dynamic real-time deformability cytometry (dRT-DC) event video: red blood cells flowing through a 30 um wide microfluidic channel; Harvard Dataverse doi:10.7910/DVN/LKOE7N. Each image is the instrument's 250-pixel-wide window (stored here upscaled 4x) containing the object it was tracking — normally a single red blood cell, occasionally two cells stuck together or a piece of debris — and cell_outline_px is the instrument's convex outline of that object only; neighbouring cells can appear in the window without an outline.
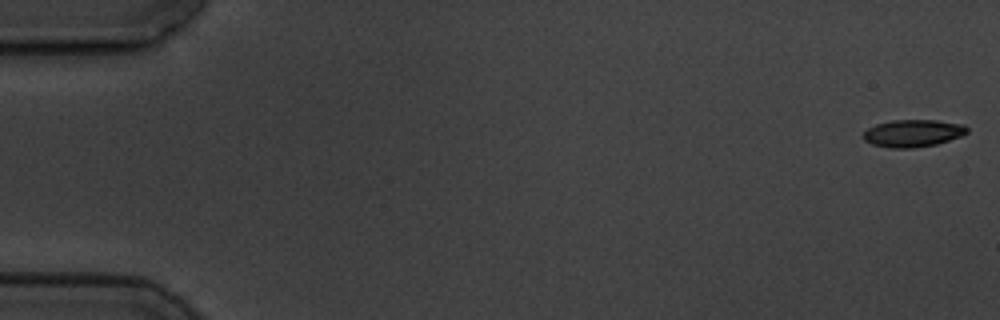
{"species": "common noctule bat (a hibernating species)", "species_latin": "Nyctalus noctula", "temperature_condition": "cold", "stored_images_in_passage": 6, "camera_frame_rate_fps": 3000, "um_per_image_px": 0.085, "animal": {"sex": "male", "body_mass_g": 19.5, "forearm_length_mm": 54.6}, "frame": {"image": 1, "passage_image": 1, "time_ms": 0.0, "image_size_px": [1000, 320], "cell_outline_px": [[968, 132], [960, 136], [936, 144], [912, 148], [888, 148], [872, 144], [864, 140], [864, 132], [868, 128], [876, 124], [892, 120], [936, 120], [964, 124], [968, 128]], "centroid_in_image_um": [77.6, 11.32], "position_along_channel_um": 7.4, "area_um2": 16.47}}
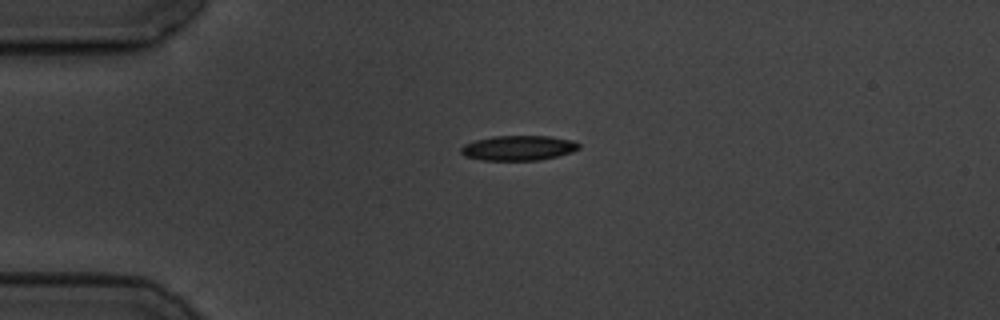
{"frame": {"image": 2, "passage_image": 4, "time_ms": 4.333, "image_size_px": [1000, 320], "cell_outline_px": [[580, 148], [572, 152], [540, 160], [480, 160], [464, 156], [460, 152], [460, 148], [464, 144], [476, 140], [492, 136], [548, 136], [572, 140], [580, 144]], "centroid_in_image_um": [44.04, 12.58], "position_along_channel_um": 41.0, "area_um2": 17.17}}
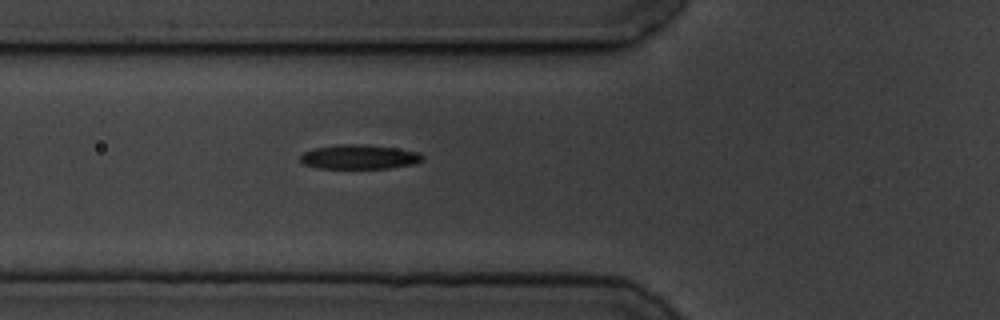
{"frame": {"image": 3, "passage_image": 6, "time_ms": 6.667, "image_size_px": [1000, 320], "cell_outline_px": [[424, 160], [412, 164], [388, 168], [316, 168], [304, 164], [300, 160], [300, 156], [304, 152], [312, 148], [340, 144], [364, 144], [396, 148], [420, 152], [424, 156]], "centroid_in_image_um": [30.53, 13.33], "position_along_channel_um": 95.3, "area_um2": 17.46}}